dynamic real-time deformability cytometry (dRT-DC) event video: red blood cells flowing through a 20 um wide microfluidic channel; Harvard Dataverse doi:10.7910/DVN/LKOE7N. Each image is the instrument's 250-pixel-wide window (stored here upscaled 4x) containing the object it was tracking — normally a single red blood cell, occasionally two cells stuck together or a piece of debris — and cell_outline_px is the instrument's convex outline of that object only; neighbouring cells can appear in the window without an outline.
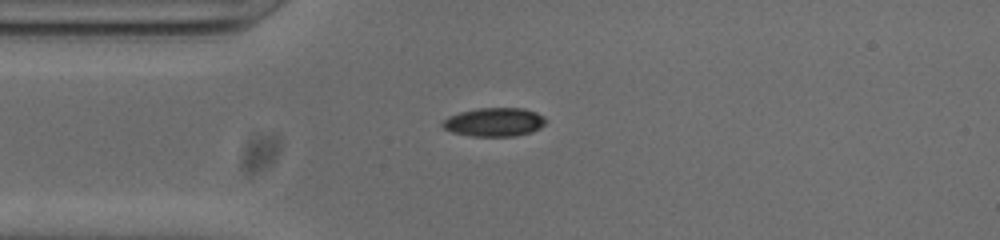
{"species": "common noctule bat (a hibernating species)", "species_latin": "Nyctalus noctula", "temperature_condition": "cold", "stored_images_in_passage": 41, "camera_frame_rate_fps": 3000, "um_per_image_px": 0.085, "animal": {"sex": "male", "body_mass_g": 20.0, "forearm_length_mm": 53.3}, "frame": {"image": 1, "passage_image": 1, "time_ms": 0.0, "image_size_px": [1000, 240], "cell_outline_px": [[544, 124], [540, 128], [532, 132], [516, 136], [472, 136], [452, 132], [444, 128], [440, 124], [448, 116], [460, 112], [476, 108], [524, 108], [536, 112], [544, 116]], "centroid_in_image_um": [42.01, 10.37], "position_along_channel_um": 43.0, "area_um2": 17.28}}
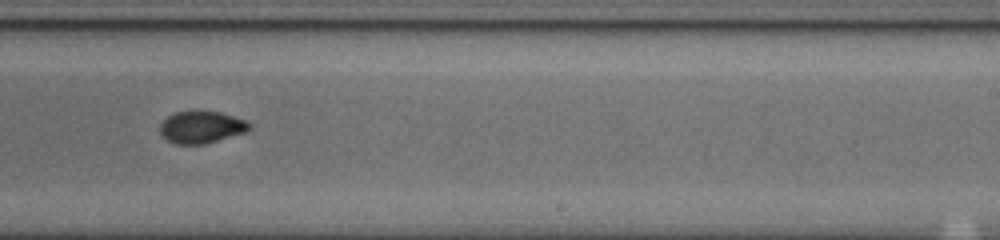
{"frame": {"image": 2, "passage_image": 20, "time_ms": 6.333, "image_size_px": [1000, 240], "cell_outline_px": [[252, 128], [244, 132], [204, 144], [176, 144], [160, 136], [160, 124], [168, 116], [176, 112], [220, 112], [248, 120], [252, 124]], "centroid_in_image_um": [17.13, 10.81], "position_along_channel_um": 271.9, "area_um2": 16.59}}
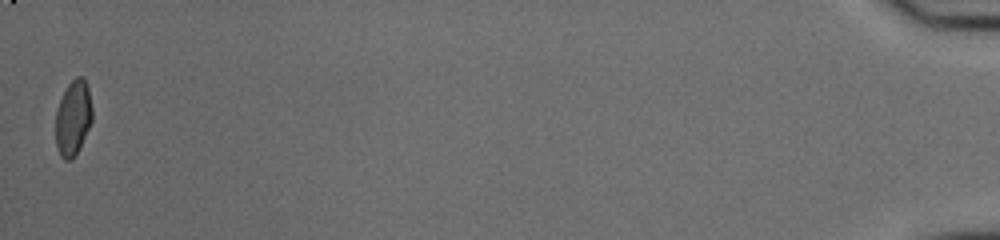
{"frame": {"image": 3, "passage_image": 41, "time_ms": 13.333, "image_size_px": [1000, 240], "cell_outline_px": [[92, 120], [72, 160], [64, 160], [60, 156], [56, 144], [56, 108], [68, 84], [76, 76], [84, 76], [88, 88], [92, 108]], "centroid_in_image_um": [6.2, 9.99], "position_along_channel_um": 429.0, "area_um2": 15.84}, "authors_computed_cell_mechanics": {"area_um2": 17.1666, "velocity_mm_per_s": 3.8034, "shape_relaxation_time_tau1_ms": null, "shape_relaxation_time_tau2_ms": 2.2996, "deformation_change_tau1": null, "deformation_change_tau2": 0.048}}